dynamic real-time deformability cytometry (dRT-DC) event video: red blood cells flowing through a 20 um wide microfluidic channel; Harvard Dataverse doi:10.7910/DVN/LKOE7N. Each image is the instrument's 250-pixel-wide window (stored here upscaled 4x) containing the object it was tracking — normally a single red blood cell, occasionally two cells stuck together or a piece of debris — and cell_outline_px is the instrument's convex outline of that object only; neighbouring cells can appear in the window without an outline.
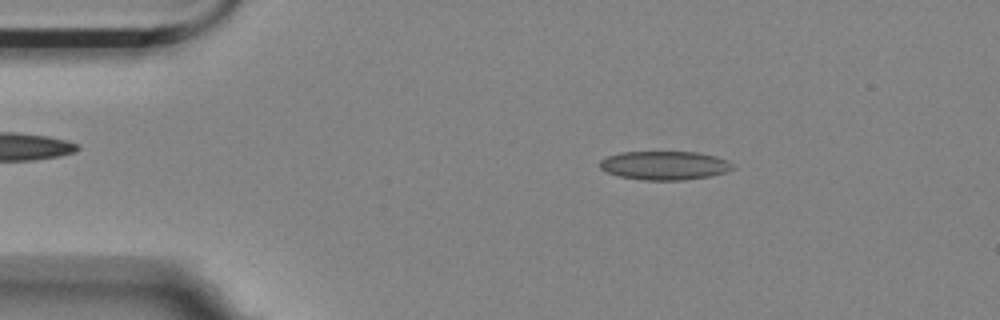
{"species": "Egyptian fruit bat (a non-hibernating species)", "species_latin": "Rousettus aegyptiacus", "temperature_condition": "room temperature", "stored_images_in_passage": 52, "camera_frame_rate_fps": 3000, "um_per_image_px": 0.085, "animal": {"sex": "female"}, "frame": {"image": 1, "passage_image": 5, "time_ms": 1.333, "image_size_px": [1000, 320], "cell_outline_px": [[736, 168], [728, 172], [712, 176], [684, 180], [644, 180], [620, 176], [608, 172], [600, 168], [600, 160], [608, 156], [620, 152], [696, 152], [716, 156], [728, 160]], "centroid_in_image_um": [56.55, 14.06], "position_along_channel_um": 28.5, "area_um2": 22.37}}
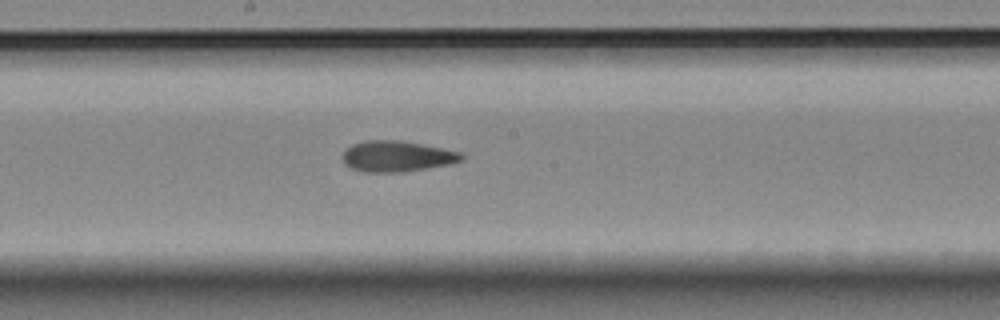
{"frame": {"image": 2, "passage_image": 25, "time_ms": 8.0, "image_size_px": [1000, 320], "cell_outline_px": [[464, 160], [448, 164], [404, 172], [364, 172], [352, 168], [344, 164], [344, 152], [352, 144], [364, 140], [400, 140], [424, 144], [464, 152]], "centroid_in_image_um": [33.79, 13.27], "position_along_channel_um": 214.4, "area_um2": 21.5}}
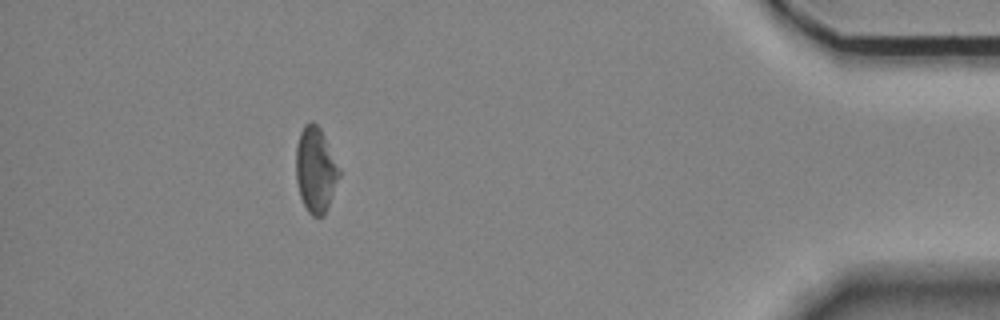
{"frame": {"image": 3, "passage_image": 46, "time_ms": 15.0, "image_size_px": [1000, 320], "cell_outline_px": [[340, 176], [328, 208], [324, 216], [312, 216], [308, 212], [300, 196], [296, 180], [296, 144], [300, 132], [304, 124], [312, 120], [320, 128], [340, 168]], "centroid_in_image_um": [26.82, 14.43], "position_along_channel_um": 408.4, "area_um2": 21.62}, "authors_computed_cell_mechanics": {"area_um2": 21.5594, "velocity_mm_per_s": 3.536, "shape_relaxation_time_tau1_ms": null, "shape_relaxation_time_tau2_ms": 3.3152, "deformation_change_tau1": null, "deformation_change_tau2": 0.1206}}